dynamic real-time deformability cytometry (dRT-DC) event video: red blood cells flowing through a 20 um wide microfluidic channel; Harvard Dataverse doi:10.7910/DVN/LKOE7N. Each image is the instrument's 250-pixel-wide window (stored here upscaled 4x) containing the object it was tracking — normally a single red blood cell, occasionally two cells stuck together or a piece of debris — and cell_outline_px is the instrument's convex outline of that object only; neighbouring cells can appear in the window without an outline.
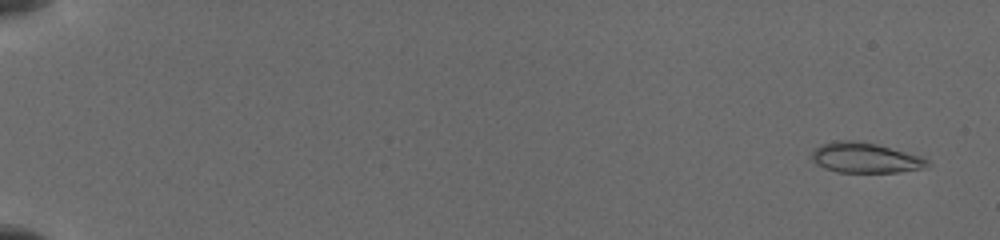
{"species": "common noctule bat (a hibernating species)", "species_latin": "Nyctalus noctula", "temperature_condition": "cold", "stored_images_in_passage": 42, "camera_frame_rate_fps": 3000, "um_per_image_px": 0.085, "animal": {"sex": "female", "body_mass_g": 19.5, "forearm_length_mm": 54.1}, "frame": {"image": 1, "passage_image": 3, "time_ms": 0.667, "image_size_px": [1000, 240], "cell_outline_px": [[932, 164], [920, 168], [896, 172], [836, 172], [824, 168], [816, 164], [812, 160], [812, 148], [820, 144], [836, 140], [856, 140], [876, 144], [920, 156], [928, 160]], "centroid_in_image_um": [73.47, 13.4], "position_along_channel_um": 11.5, "area_um2": 20.35}}
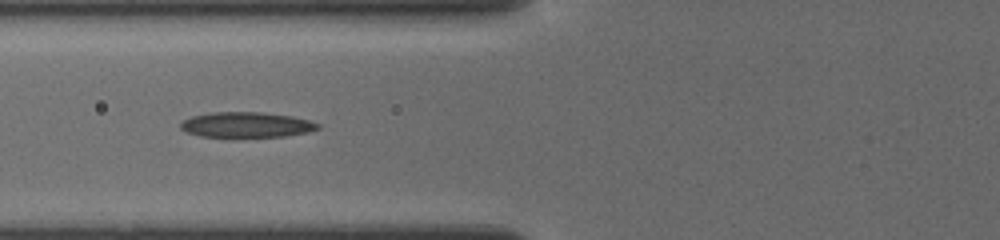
{"frame": {"image": 2, "passage_image": 25, "time_ms": 7.667, "image_size_px": [1000, 240], "cell_outline_px": [[320, 128], [308, 132], [284, 136], [200, 136], [184, 132], [180, 128], [180, 124], [184, 120], [192, 116], [212, 112], [264, 112], [292, 116], [308, 120], [320, 124]], "centroid_in_image_um": [20.94, 10.59], "position_along_channel_um": 104.9, "area_um2": 20.11}}
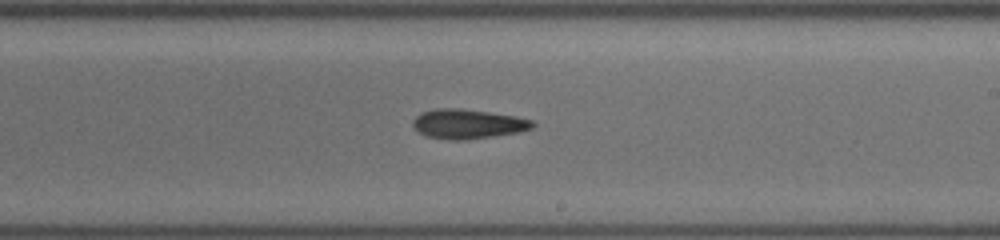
{"frame": {"image": 3, "passage_image": 41, "time_ms": 11.333, "image_size_px": [1000, 240], "cell_outline_px": [[536, 124], [532, 128], [520, 132], [468, 140], [448, 140], [428, 136], [420, 132], [412, 124], [412, 120], [420, 112], [432, 108], [460, 108], [516, 116], [532, 120]], "centroid_in_image_um": [39.77, 10.53], "position_along_channel_um": 249.2, "area_um2": 20.75}}